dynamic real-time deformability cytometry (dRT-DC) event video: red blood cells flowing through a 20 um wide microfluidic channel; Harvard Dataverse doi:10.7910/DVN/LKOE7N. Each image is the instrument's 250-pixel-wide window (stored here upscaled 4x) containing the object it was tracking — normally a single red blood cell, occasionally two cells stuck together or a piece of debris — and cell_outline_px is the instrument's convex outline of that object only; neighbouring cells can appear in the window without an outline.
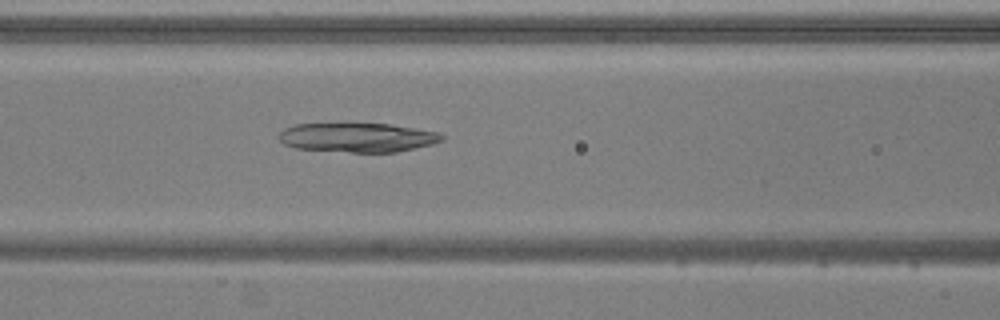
{"species": "common noctule bat (a hibernating species)", "species_latin": "Nyctalus noctula", "temperature_condition": "warm", "stored_images_in_passage": 51, "camera_frame_rate_fps": 3000, "um_per_image_px": 0.085, "animal": {"sex": "male", "body_mass_g": 20.5, "forearm_length_mm": 52.5}, "frame": {"image": 1, "passage_image": 22, "time_ms": 7.0, "image_size_px": [1000, 320], "cell_outline_px": [[444, 140], [432, 144], [396, 152], [352, 152], [296, 148], [284, 144], [280, 140], [280, 132], [284, 128], [296, 124], [392, 124], [440, 132], [444, 136]], "centroid_in_image_um": [30.43, 11.68], "position_along_channel_um": 136.2, "area_um2": 27.63}}
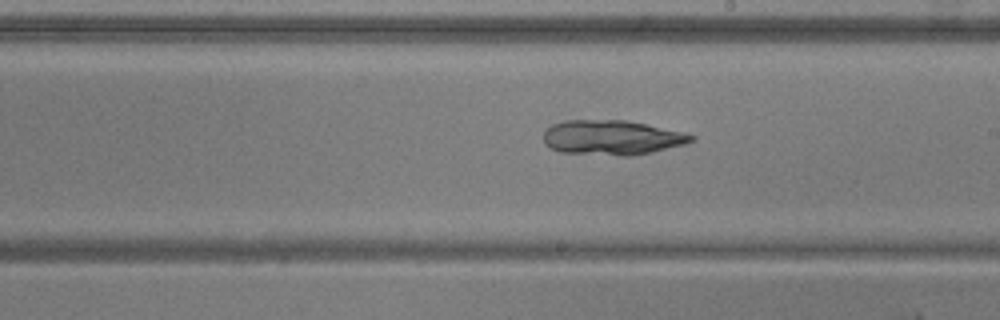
{"frame": {"image": 2, "passage_image": 30, "time_ms": 9.667, "image_size_px": [1000, 320], "cell_outline_px": [[696, 140], [684, 144], [652, 152], [632, 156], [620, 156], [560, 152], [544, 144], [544, 132], [552, 124], [564, 120], [628, 120], [684, 132], [696, 136]], "centroid_in_image_um": [52.03, 11.69], "position_along_channel_um": 237.0, "area_um2": 30.11}}
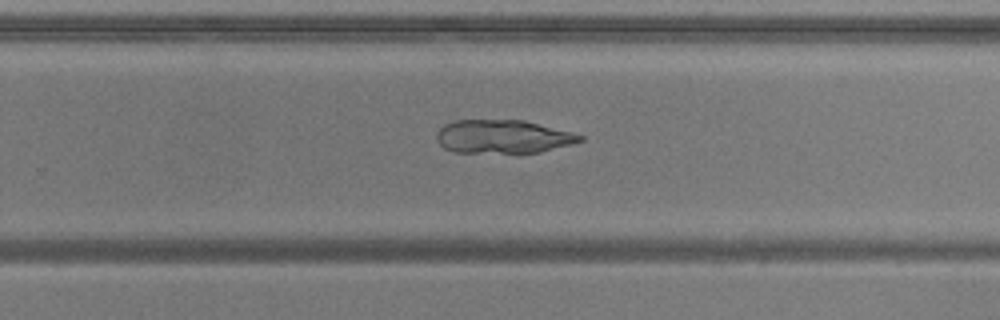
{"frame": {"image": 3, "passage_image": 34, "time_ms": 11.0, "image_size_px": [1000, 320], "cell_outline_px": [[584, 140], [572, 144], [540, 152], [520, 156], [516, 156], [452, 152], [444, 148], [436, 140], [436, 132], [444, 124], [452, 120], [524, 120], [572, 132], [584, 136]], "centroid_in_image_um": [42.73, 11.67], "position_along_channel_um": 287.1, "area_um2": 29.3}}